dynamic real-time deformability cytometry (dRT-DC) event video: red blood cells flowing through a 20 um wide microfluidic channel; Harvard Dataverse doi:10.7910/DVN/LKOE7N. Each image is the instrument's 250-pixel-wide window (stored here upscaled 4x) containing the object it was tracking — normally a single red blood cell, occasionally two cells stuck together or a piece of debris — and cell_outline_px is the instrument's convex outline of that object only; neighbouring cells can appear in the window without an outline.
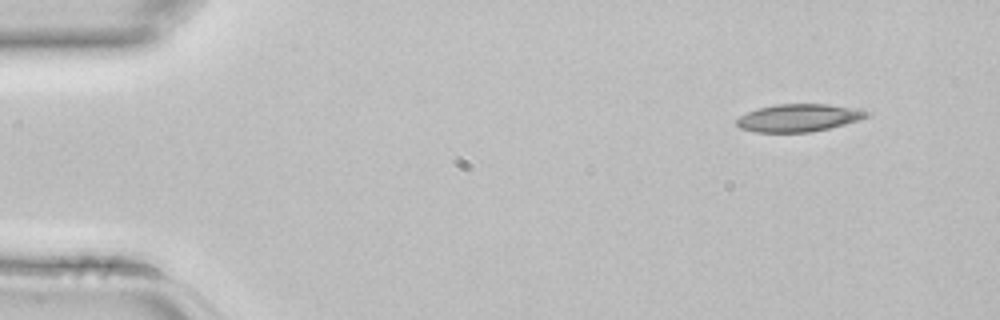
{"species": "common noctule bat (a hibernating species)", "species_latin": "Nyctalus noctula", "temperature_condition": "room temperature", "stored_images_in_passage": 4, "camera_frame_rate_fps": 3000, "um_per_image_px": 0.085, "animal": {"sex": "female", "body_mass_g": 22.7, "forearm_length_mm": 54.2}, "frame": {"image": 1, "passage_image": 1, "time_ms": 0.0, "image_size_px": [1000, 320], "cell_outline_px": [[872, 112], [868, 116], [844, 124], [812, 132], [756, 132], [740, 128], [736, 124], [736, 120], [740, 116], [748, 112], [760, 108], [776, 104], [828, 104], [852, 108]], "centroid_in_image_um": [67.86, 10.01], "position_along_channel_um": 17.1, "area_um2": 20.63}}